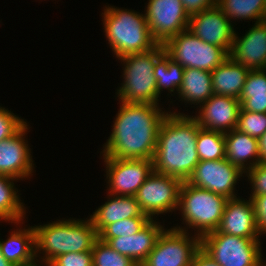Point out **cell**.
Wrapping results in <instances>:
<instances>
[{
	"label": "cell",
	"mask_w": 266,
	"mask_h": 266,
	"mask_svg": "<svg viewBox=\"0 0 266 266\" xmlns=\"http://www.w3.org/2000/svg\"><path fill=\"white\" fill-rule=\"evenodd\" d=\"M157 105L122 102L103 156L153 160L159 128L168 114Z\"/></svg>",
	"instance_id": "obj_1"
},
{
	"label": "cell",
	"mask_w": 266,
	"mask_h": 266,
	"mask_svg": "<svg viewBox=\"0 0 266 266\" xmlns=\"http://www.w3.org/2000/svg\"><path fill=\"white\" fill-rule=\"evenodd\" d=\"M169 113L159 128L153 171L186 182L200 161L196 141L201 127L193 116Z\"/></svg>",
	"instance_id": "obj_2"
},
{
	"label": "cell",
	"mask_w": 266,
	"mask_h": 266,
	"mask_svg": "<svg viewBox=\"0 0 266 266\" xmlns=\"http://www.w3.org/2000/svg\"><path fill=\"white\" fill-rule=\"evenodd\" d=\"M35 229L36 257L38 251L45 252L42 260L47 265L57 256L92 251L95 242L99 239L98 232L92 220L68 219L56 221L43 226H33Z\"/></svg>",
	"instance_id": "obj_3"
},
{
	"label": "cell",
	"mask_w": 266,
	"mask_h": 266,
	"mask_svg": "<svg viewBox=\"0 0 266 266\" xmlns=\"http://www.w3.org/2000/svg\"><path fill=\"white\" fill-rule=\"evenodd\" d=\"M105 8L102 13L105 35L118 59L150 51L158 45L151 35L144 14L112 6Z\"/></svg>",
	"instance_id": "obj_4"
},
{
	"label": "cell",
	"mask_w": 266,
	"mask_h": 266,
	"mask_svg": "<svg viewBox=\"0 0 266 266\" xmlns=\"http://www.w3.org/2000/svg\"><path fill=\"white\" fill-rule=\"evenodd\" d=\"M163 44L150 51L129 54L119 58L125 63L124 83L117 90L121 102L158 104L154 66L156 59L164 52Z\"/></svg>",
	"instance_id": "obj_5"
},
{
	"label": "cell",
	"mask_w": 266,
	"mask_h": 266,
	"mask_svg": "<svg viewBox=\"0 0 266 266\" xmlns=\"http://www.w3.org/2000/svg\"><path fill=\"white\" fill-rule=\"evenodd\" d=\"M227 198L207 189L183 182L178 207L186 225L197 230L200 238L217 230L222 219Z\"/></svg>",
	"instance_id": "obj_6"
},
{
	"label": "cell",
	"mask_w": 266,
	"mask_h": 266,
	"mask_svg": "<svg viewBox=\"0 0 266 266\" xmlns=\"http://www.w3.org/2000/svg\"><path fill=\"white\" fill-rule=\"evenodd\" d=\"M259 240L215 230L201 237V248L220 266H262Z\"/></svg>",
	"instance_id": "obj_7"
},
{
	"label": "cell",
	"mask_w": 266,
	"mask_h": 266,
	"mask_svg": "<svg viewBox=\"0 0 266 266\" xmlns=\"http://www.w3.org/2000/svg\"><path fill=\"white\" fill-rule=\"evenodd\" d=\"M171 59L184 68L213 71L229 57L222 47L204 42L188 29L168 39L163 44Z\"/></svg>",
	"instance_id": "obj_8"
},
{
	"label": "cell",
	"mask_w": 266,
	"mask_h": 266,
	"mask_svg": "<svg viewBox=\"0 0 266 266\" xmlns=\"http://www.w3.org/2000/svg\"><path fill=\"white\" fill-rule=\"evenodd\" d=\"M186 231L180 226L163 230L140 266H191L193 256L201 247V238L190 239Z\"/></svg>",
	"instance_id": "obj_9"
},
{
	"label": "cell",
	"mask_w": 266,
	"mask_h": 266,
	"mask_svg": "<svg viewBox=\"0 0 266 266\" xmlns=\"http://www.w3.org/2000/svg\"><path fill=\"white\" fill-rule=\"evenodd\" d=\"M182 183L175 177L152 171L138 189L135 198L141 210L153 219L155 214L171 212L179 207Z\"/></svg>",
	"instance_id": "obj_10"
},
{
	"label": "cell",
	"mask_w": 266,
	"mask_h": 266,
	"mask_svg": "<svg viewBox=\"0 0 266 266\" xmlns=\"http://www.w3.org/2000/svg\"><path fill=\"white\" fill-rule=\"evenodd\" d=\"M145 16L151 35L158 44H164L188 29L190 19L181 0H149Z\"/></svg>",
	"instance_id": "obj_11"
},
{
	"label": "cell",
	"mask_w": 266,
	"mask_h": 266,
	"mask_svg": "<svg viewBox=\"0 0 266 266\" xmlns=\"http://www.w3.org/2000/svg\"><path fill=\"white\" fill-rule=\"evenodd\" d=\"M109 183V194L135 196L153 171V160L118 159L104 156Z\"/></svg>",
	"instance_id": "obj_12"
},
{
	"label": "cell",
	"mask_w": 266,
	"mask_h": 266,
	"mask_svg": "<svg viewBox=\"0 0 266 266\" xmlns=\"http://www.w3.org/2000/svg\"><path fill=\"white\" fill-rule=\"evenodd\" d=\"M244 172L226 158L199 161L186 181L192 186L207 189L227 199L237 198L234 187Z\"/></svg>",
	"instance_id": "obj_13"
},
{
	"label": "cell",
	"mask_w": 266,
	"mask_h": 266,
	"mask_svg": "<svg viewBox=\"0 0 266 266\" xmlns=\"http://www.w3.org/2000/svg\"><path fill=\"white\" fill-rule=\"evenodd\" d=\"M231 22L215 5L190 16L188 30L204 42L222 47L230 53L235 33Z\"/></svg>",
	"instance_id": "obj_14"
},
{
	"label": "cell",
	"mask_w": 266,
	"mask_h": 266,
	"mask_svg": "<svg viewBox=\"0 0 266 266\" xmlns=\"http://www.w3.org/2000/svg\"><path fill=\"white\" fill-rule=\"evenodd\" d=\"M229 57L249 70H266V20L256 22L240 39L234 33Z\"/></svg>",
	"instance_id": "obj_15"
},
{
	"label": "cell",
	"mask_w": 266,
	"mask_h": 266,
	"mask_svg": "<svg viewBox=\"0 0 266 266\" xmlns=\"http://www.w3.org/2000/svg\"><path fill=\"white\" fill-rule=\"evenodd\" d=\"M240 108L239 99L213 94L194 118L201 128L226 133L236 129Z\"/></svg>",
	"instance_id": "obj_16"
},
{
	"label": "cell",
	"mask_w": 266,
	"mask_h": 266,
	"mask_svg": "<svg viewBox=\"0 0 266 266\" xmlns=\"http://www.w3.org/2000/svg\"><path fill=\"white\" fill-rule=\"evenodd\" d=\"M27 124L13 137L0 142V175L17 179L28 178L34 164L25 141Z\"/></svg>",
	"instance_id": "obj_17"
},
{
	"label": "cell",
	"mask_w": 266,
	"mask_h": 266,
	"mask_svg": "<svg viewBox=\"0 0 266 266\" xmlns=\"http://www.w3.org/2000/svg\"><path fill=\"white\" fill-rule=\"evenodd\" d=\"M217 231L242 238H259L251 198L247 201L240 198L228 199Z\"/></svg>",
	"instance_id": "obj_18"
},
{
	"label": "cell",
	"mask_w": 266,
	"mask_h": 266,
	"mask_svg": "<svg viewBox=\"0 0 266 266\" xmlns=\"http://www.w3.org/2000/svg\"><path fill=\"white\" fill-rule=\"evenodd\" d=\"M163 230V226L152 219L141 231L133 235L99 239L140 266L154 249Z\"/></svg>",
	"instance_id": "obj_19"
},
{
	"label": "cell",
	"mask_w": 266,
	"mask_h": 266,
	"mask_svg": "<svg viewBox=\"0 0 266 266\" xmlns=\"http://www.w3.org/2000/svg\"><path fill=\"white\" fill-rule=\"evenodd\" d=\"M112 197L90 216L98 234L113 222L133 217H149L141 210L135 196L113 195Z\"/></svg>",
	"instance_id": "obj_20"
},
{
	"label": "cell",
	"mask_w": 266,
	"mask_h": 266,
	"mask_svg": "<svg viewBox=\"0 0 266 266\" xmlns=\"http://www.w3.org/2000/svg\"><path fill=\"white\" fill-rule=\"evenodd\" d=\"M11 233L6 241H0V250L4 258L15 266H38L35 262L34 227L23 230L20 228Z\"/></svg>",
	"instance_id": "obj_21"
},
{
	"label": "cell",
	"mask_w": 266,
	"mask_h": 266,
	"mask_svg": "<svg viewBox=\"0 0 266 266\" xmlns=\"http://www.w3.org/2000/svg\"><path fill=\"white\" fill-rule=\"evenodd\" d=\"M224 137L226 159L233 165H236L245 173L246 169L248 170L260 164V152L257 138L242 133L237 129L224 133ZM252 158L253 161L251 160L252 163L250 162L248 167L245 162Z\"/></svg>",
	"instance_id": "obj_22"
},
{
	"label": "cell",
	"mask_w": 266,
	"mask_h": 266,
	"mask_svg": "<svg viewBox=\"0 0 266 266\" xmlns=\"http://www.w3.org/2000/svg\"><path fill=\"white\" fill-rule=\"evenodd\" d=\"M249 72L248 68L228 57L211 71L213 93L239 99Z\"/></svg>",
	"instance_id": "obj_23"
},
{
	"label": "cell",
	"mask_w": 266,
	"mask_h": 266,
	"mask_svg": "<svg viewBox=\"0 0 266 266\" xmlns=\"http://www.w3.org/2000/svg\"><path fill=\"white\" fill-rule=\"evenodd\" d=\"M181 100L190 103H204L214 93L211 72L196 68H185L182 84L178 90Z\"/></svg>",
	"instance_id": "obj_24"
},
{
	"label": "cell",
	"mask_w": 266,
	"mask_h": 266,
	"mask_svg": "<svg viewBox=\"0 0 266 266\" xmlns=\"http://www.w3.org/2000/svg\"><path fill=\"white\" fill-rule=\"evenodd\" d=\"M239 101L242 110L266 113V70H250Z\"/></svg>",
	"instance_id": "obj_25"
},
{
	"label": "cell",
	"mask_w": 266,
	"mask_h": 266,
	"mask_svg": "<svg viewBox=\"0 0 266 266\" xmlns=\"http://www.w3.org/2000/svg\"><path fill=\"white\" fill-rule=\"evenodd\" d=\"M184 67L173 61L164 51L157 59L154 66V77L156 78V89L160 95L161 90L168 89L177 92L182 84Z\"/></svg>",
	"instance_id": "obj_26"
},
{
	"label": "cell",
	"mask_w": 266,
	"mask_h": 266,
	"mask_svg": "<svg viewBox=\"0 0 266 266\" xmlns=\"http://www.w3.org/2000/svg\"><path fill=\"white\" fill-rule=\"evenodd\" d=\"M217 6L231 19L266 20V0H217Z\"/></svg>",
	"instance_id": "obj_27"
},
{
	"label": "cell",
	"mask_w": 266,
	"mask_h": 266,
	"mask_svg": "<svg viewBox=\"0 0 266 266\" xmlns=\"http://www.w3.org/2000/svg\"><path fill=\"white\" fill-rule=\"evenodd\" d=\"M18 180L13 177L0 175V219L11 223H20L25 214V208L20 202L13 181ZM12 181V182H11Z\"/></svg>",
	"instance_id": "obj_28"
},
{
	"label": "cell",
	"mask_w": 266,
	"mask_h": 266,
	"mask_svg": "<svg viewBox=\"0 0 266 266\" xmlns=\"http://www.w3.org/2000/svg\"><path fill=\"white\" fill-rule=\"evenodd\" d=\"M196 146L200 161L226 158L223 132L200 128L198 130Z\"/></svg>",
	"instance_id": "obj_29"
},
{
	"label": "cell",
	"mask_w": 266,
	"mask_h": 266,
	"mask_svg": "<svg viewBox=\"0 0 266 266\" xmlns=\"http://www.w3.org/2000/svg\"><path fill=\"white\" fill-rule=\"evenodd\" d=\"M93 266H138L131 258L118 253L98 239L92 249Z\"/></svg>",
	"instance_id": "obj_30"
},
{
	"label": "cell",
	"mask_w": 266,
	"mask_h": 266,
	"mask_svg": "<svg viewBox=\"0 0 266 266\" xmlns=\"http://www.w3.org/2000/svg\"><path fill=\"white\" fill-rule=\"evenodd\" d=\"M152 219L150 217H133L107 225L99 234V238H116L130 236L141 231Z\"/></svg>",
	"instance_id": "obj_31"
},
{
	"label": "cell",
	"mask_w": 266,
	"mask_h": 266,
	"mask_svg": "<svg viewBox=\"0 0 266 266\" xmlns=\"http://www.w3.org/2000/svg\"><path fill=\"white\" fill-rule=\"evenodd\" d=\"M236 129L259 139L266 131V113H256L240 108Z\"/></svg>",
	"instance_id": "obj_32"
},
{
	"label": "cell",
	"mask_w": 266,
	"mask_h": 266,
	"mask_svg": "<svg viewBox=\"0 0 266 266\" xmlns=\"http://www.w3.org/2000/svg\"><path fill=\"white\" fill-rule=\"evenodd\" d=\"M26 124V121L20 119L11 111L0 107V142L13 137Z\"/></svg>",
	"instance_id": "obj_33"
},
{
	"label": "cell",
	"mask_w": 266,
	"mask_h": 266,
	"mask_svg": "<svg viewBox=\"0 0 266 266\" xmlns=\"http://www.w3.org/2000/svg\"><path fill=\"white\" fill-rule=\"evenodd\" d=\"M47 266H93L92 251L66 253L52 259Z\"/></svg>",
	"instance_id": "obj_34"
},
{
	"label": "cell",
	"mask_w": 266,
	"mask_h": 266,
	"mask_svg": "<svg viewBox=\"0 0 266 266\" xmlns=\"http://www.w3.org/2000/svg\"><path fill=\"white\" fill-rule=\"evenodd\" d=\"M247 177L252 185V195H265L266 194V164H257L253 168L247 170Z\"/></svg>",
	"instance_id": "obj_35"
},
{
	"label": "cell",
	"mask_w": 266,
	"mask_h": 266,
	"mask_svg": "<svg viewBox=\"0 0 266 266\" xmlns=\"http://www.w3.org/2000/svg\"><path fill=\"white\" fill-rule=\"evenodd\" d=\"M260 235L266 233V194L250 196Z\"/></svg>",
	"instance_id": "obj_36"
},
{
	"label": "cell",
	"mask_w": 266,
	"mask_h": 266,
	"mask_svg": "<svg viewBox=\"0 0 266 266\" xmlns=\"http://www.w3.org/2000/svg\"><path fill=\"white\" fill-rule=\"evenodd\" d=\"M181 1L189 17L217 5V0H181Z\"/></svg>",
	"instance_id": "obj_37"
},
{
	"label": "cell",
	"mask_w": 266,
	"mask_h": 266,
	"mask_svg": "<svg viewBox=\"0 0 266 266\" xmlns=\"http://www.w3.org/2000/svg\"><path fill=\"white\" fill-rule=\"evenodd\" d=\"M191 266H220V265L200 247L193 256Z\"/></svg>",
	"instance_id": "obj_38"
},
{
	"label": "cell",
	"mask_w": 266,
	"mask_h": 266,
	"mask_svg": "<svg viewBox=\"0 0 266 266\" xmlns=\"http://www.w3.org/2000/svg\"><path fill=\"white\" fill-rule=\"evenodd\" d=\"M259 152H260V163L266 164V131L258 139Z\"/></svg>",
	"instance_id": "obj_39"
},
{
	"label": "cell",
	"mask_w": 266,
	"mask_h": 266,
	"mask_svg": "<svg viewBox=\"0 0 266 266\" xmlns=\"http://www.w3.org/2000/svg\"><path fill=\"white\" fill-rule=\"evenodd\" d=\"M0 266H15L13 263L7 261L0 250Z\"/></svg>",
	"instance_id": "obj_40"
}]
</instances>
